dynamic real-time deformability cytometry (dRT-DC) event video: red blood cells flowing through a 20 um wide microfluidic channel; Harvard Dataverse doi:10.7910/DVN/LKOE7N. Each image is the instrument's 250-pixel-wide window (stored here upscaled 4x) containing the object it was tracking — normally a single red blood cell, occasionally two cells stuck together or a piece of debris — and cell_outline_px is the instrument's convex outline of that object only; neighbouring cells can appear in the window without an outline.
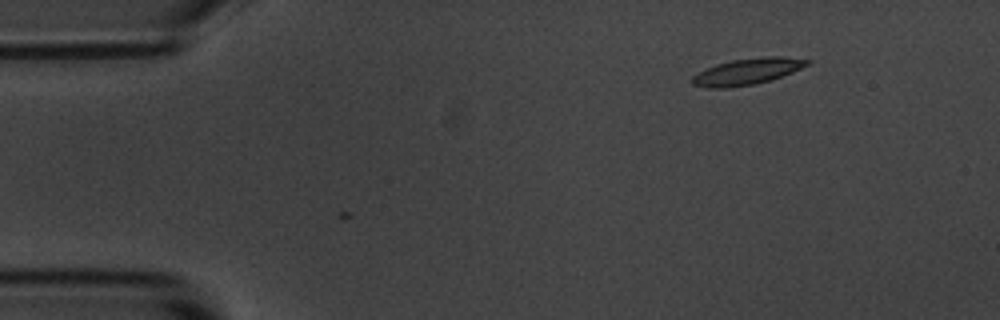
{"species": "common noctule bat (a hibernating species)", "species_latin": "Nyctalus noctula", "temperature_condition": "room temperature", "stored_images_in_passage": 7, "camera_frame_rate_fps": 3000, "um_per_image_px": 0.085, "animal": {"sex": "male", "body_mass_g": 20.1, "forearm_length_mm": 53.5}, "frame": {"image": 1, "passage_image": 1, "time_ms": 0.0, "image_size_px": [1000, 320], "cell_outline_px": [[812, 64], [772, 80], [756, 84], [724, 88], [708, 88], [692, 84], [692, 76], [704, 68], [716, 64], [732, 60], [764, 56], [780, 56], [812, 60]], "centroid_in_image_um": [63.54, 6.07], "position_along_channel_um": 21.5, "area_um2": 17.86}}
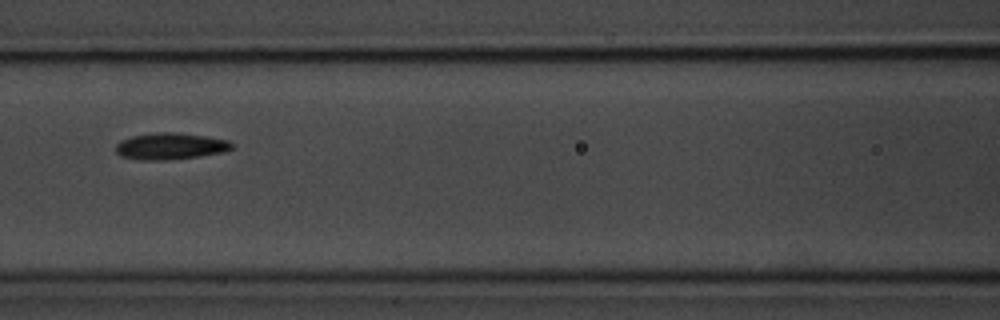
{"frame": {"image": 2, "passage_image": 6, "time_ms": 5.667, "image_size_px": [1000, 320], "cell_outline_px": [[236, 144], [232, 148], [220, 152], [196, 156], [168, 160], [144, 160], [120, 156], [116, 152], [116, 144], [120, 140], [132, 136], [156, 132], [176, 132], [204, 136], [228, 140]], "centroid_in_image_um": [14.45, 12.41], "position_along_channel_um": 152.1, "area_um2": 17.86}}
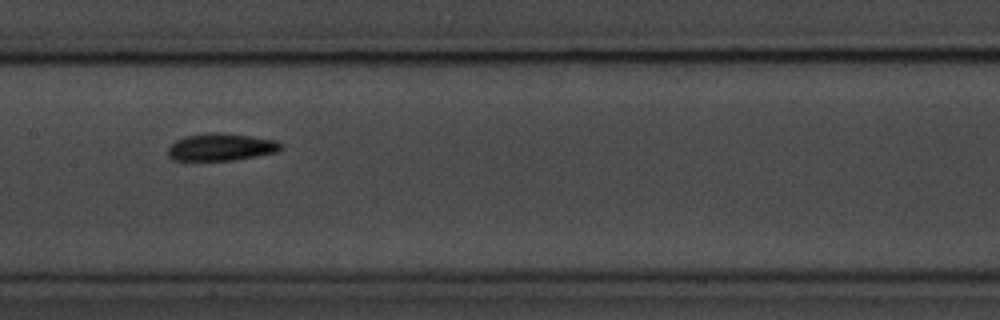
{"frame": {"image": 3, "passage_image": 7, "time_ms": 6.667, "image_size_px": [1000, 320], "cell_outline_px": [[284, 148], [276, 152], [236, 160], [172, 160], [168, 156], [168, 148], [176, 140], [184, 136], [204, 132], [224, 132], [252, 136], [276, 140]], "centroid_in_image_um": [18.78, 12.48], "position_along_channel_um": 188.6, "area_um2": 18.21}}